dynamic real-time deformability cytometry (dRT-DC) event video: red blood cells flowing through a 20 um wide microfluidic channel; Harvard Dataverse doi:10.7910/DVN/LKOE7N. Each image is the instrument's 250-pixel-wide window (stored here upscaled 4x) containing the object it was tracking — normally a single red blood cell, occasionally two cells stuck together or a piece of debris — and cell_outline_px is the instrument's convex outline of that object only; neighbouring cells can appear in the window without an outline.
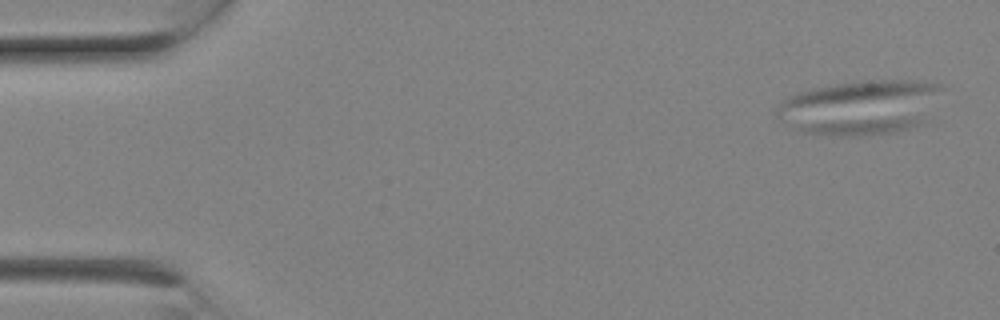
{"species": "Egyptian fruit bat (a non-hibernating species)", "species_latin": "Rousettus aegyptiacus", "temperature_condition": "room temperature", "stored_images_in_passage": 2, "camera_frame_rate_fps": 3000, "um_per_image_px": 0.085, "animal": {"sex": "female"}, "frame": {"image": 1, "passage_image": 1, "time_ms": 0.0, "image_size_px": [1000, 320], "cell_outline_px": [[924, 124], [896, 132], [860, 136], [840, 136], [804, 132], [796, 128], [800, 124], [808, 120], [900, 116], [912, 116], [920, 120]], "centroid_in_image_um": [73.07, 10.69], "position_along_channel_um": 11.9, "area_um2": 13.24}}